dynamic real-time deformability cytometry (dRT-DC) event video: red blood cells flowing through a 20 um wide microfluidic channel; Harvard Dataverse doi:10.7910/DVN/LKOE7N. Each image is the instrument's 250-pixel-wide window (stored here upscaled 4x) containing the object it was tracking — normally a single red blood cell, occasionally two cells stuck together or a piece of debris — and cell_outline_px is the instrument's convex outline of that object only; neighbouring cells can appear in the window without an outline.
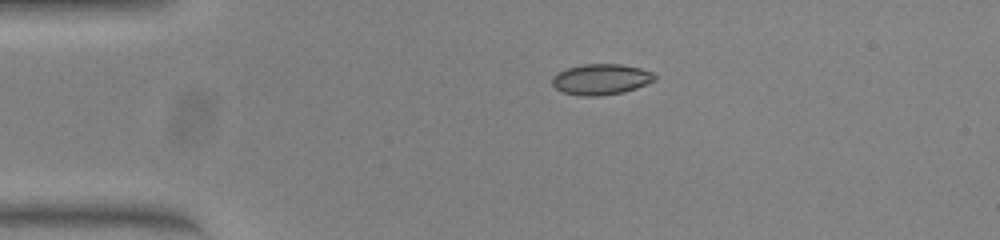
{"species": "common noctule bat (a hibernating species)", "species_latin": "Nyctalus noctula", "temperature_condition": "warm", "stored_images_in_passage": 43, "camera_frame_rate_fps": 3000, "um_per_image_px": 0.085, "animal": {"sex": "female", "body_mass_g": 23.0, "forearm_length_mm": 53.4}, "frame": {"image": 1, "passage_image": 1, "time_ms": 0.0, "image_size_px": [1000, 240], "cell_outline_px": [[656, 80], [648, 84], [624, 92], [600, 96], [580, 96], [564, 92], [556, 88], [552, 84], [552, 76], [568, 68], [584, 64], [620, 64], [640, 68], [652, 72], [656, 76]], "centroid_in_image_um": [51.12, 6.75], "position_along_channel_um": 33.9, "area_um2": 18.38}}
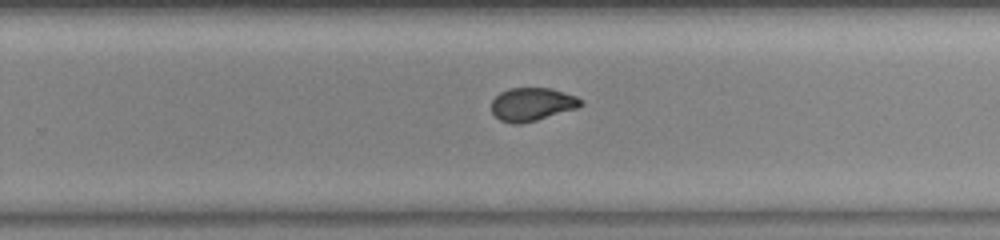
{"frame": {"image": 2, "passage_image": 24, "time_ms": 7.667, "image_size_px": [1000, 240], "cell_outline_px": [[584, 104], [576, 108], [536, 120], [520, 124], [512, 124], [500, 120], [492, 112], [492, 100], [500, 92], [508, 88], [552, 88], [576, 96], [584, 100]], "centroid_in_image_um": [45.23, 8.85], "position_along_channel_um": 284.6, "area_um2": 17.28}}
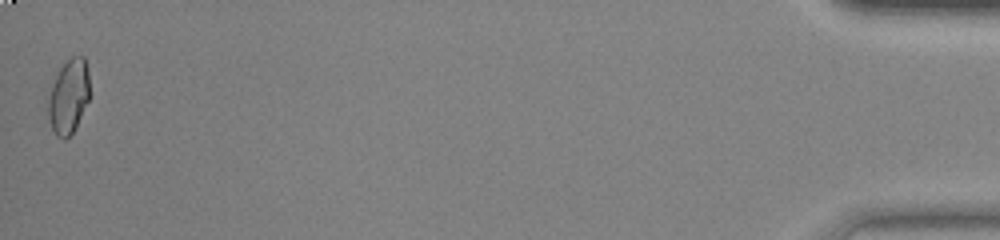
{"frame": {"image": 3, "passage_image": 43, "time_ms": 14.0, "image_size_px": [1000, 240], "cell_outline_px": [[88, 100], [72, 132], [64, 140], [56, 136], [48, 120], [48, 100], [52, 84], [60, 68], [72, 56], [84, 56], [88, 68]], "centroid_in_image_um": [5.81, 8.19], "position_along_channel_um": 429.4, "area_um2": 17.57}}